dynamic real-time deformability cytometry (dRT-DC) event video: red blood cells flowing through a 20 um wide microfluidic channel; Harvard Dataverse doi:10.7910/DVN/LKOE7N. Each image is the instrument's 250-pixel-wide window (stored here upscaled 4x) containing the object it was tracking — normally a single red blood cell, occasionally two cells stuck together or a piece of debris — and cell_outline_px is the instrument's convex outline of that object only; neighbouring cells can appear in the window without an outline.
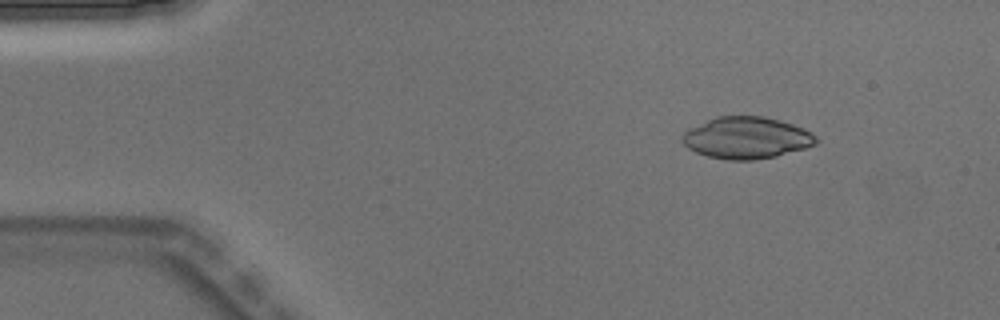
{"species": "Egyptian fruit bat (a non-hibernating species)", "species_latin": "Rousettus aegyptiacus", "temperature_condition": "warm", "stored_images_in_passage": 3, "camera_frame_rate_fps": 3000, "um_per_image_px": 0.085, "animal": {"sex": "male"}, "frame": {"image": 1, "passage_image": 1, "time_ms": 0.0, "image_size_px": [1000, 320], "cell_outline_px": [[820, 140], [816, 144], [804, 148], [776, 156], [752, 160], [728, 160], [708, 156], [696, 152], [688, 148], [684, 144], [680, 136], [684, 132], [716, 116], [764, 116], [780, 120], [804, 128], [816, 136]], "centroid_in_image_um": [63.47, 11.71], "position_along_channel_um": 21.5, "area_um2": 32.43}}